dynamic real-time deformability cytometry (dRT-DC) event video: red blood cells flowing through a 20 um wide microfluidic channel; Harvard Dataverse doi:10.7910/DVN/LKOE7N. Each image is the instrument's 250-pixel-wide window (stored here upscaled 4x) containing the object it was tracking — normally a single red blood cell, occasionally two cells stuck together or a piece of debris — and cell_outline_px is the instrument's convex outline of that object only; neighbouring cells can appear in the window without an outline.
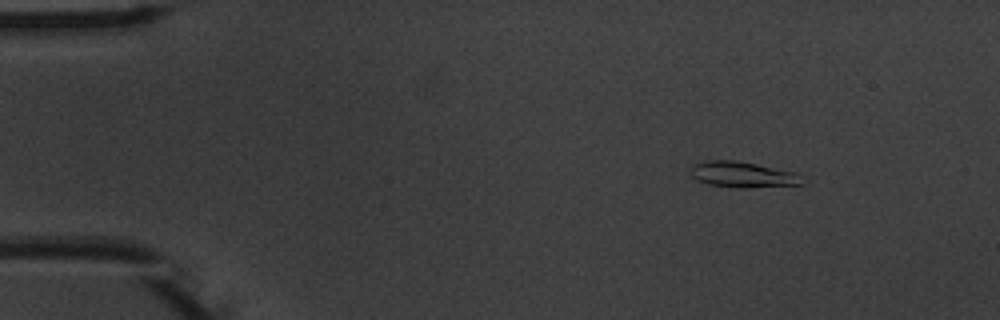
{"species": "common noctule bat (a hibernating species)", "species_latin": "Nyctalus noctula", "temperature_condition": "warm", "stored_images_in_passage": 6, "camera_frame_rate_fps": 3000, "um_per_image_px": 0.085, "animal": {"sex": "male", "body_mass_g": 20.1, "forearm_length_mm": 53.5}, "frame": {"image": 1, "passage_image": 2, "time_ms": 1.0, "image_size_px": [1000, 320], "cell_outline_px": [[804, 184], [708, 184], [692, 176], [688, 168], [692, 164], [708, 160], [732, 160], [756, 164], [792, 172]], "centroid_in_image_um": [62.93, 14.74], "position_along_channel_um": 22.1, "area_um2": 14.91}}